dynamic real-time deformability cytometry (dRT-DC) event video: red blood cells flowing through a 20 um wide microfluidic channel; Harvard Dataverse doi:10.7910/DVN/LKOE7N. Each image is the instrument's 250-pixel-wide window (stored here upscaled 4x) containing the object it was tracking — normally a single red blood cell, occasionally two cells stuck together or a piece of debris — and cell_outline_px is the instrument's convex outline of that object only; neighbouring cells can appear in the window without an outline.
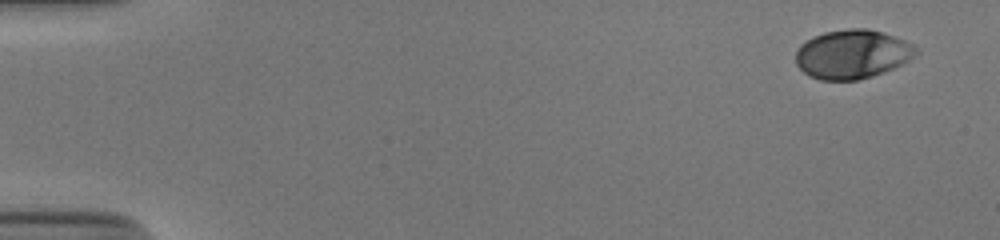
{"species": "human", "species_latin": "Homo sapiens", "temperature_condition": "cold", "stored_images_in_passage": 49, "camera_frame_rate_fps": 3000, "um_per_image_px": 0.085, "donor": {"sex": "male"}, "frame": {"image": 1, "passage_image": 1, "time_ms": 0.0, "image_size_px": [1000, 240], "cell_outline_px": [[920, 52], [908, 60], [884, 72], [872, 76], [856, 80], [820, 80], [808, 76], [796, 64], [796, 52], [800, 44], [812, 36], [824, 32], [848, 28], [868, 28], [884, 32], [904, 40], [920, 48]], "centroid_in_image_um": [72.44, 4.59], "position_along_channel_um": 12.6, "area_um2": 34.56}}
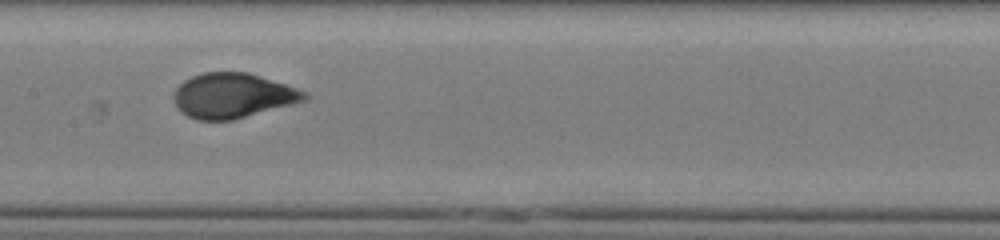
{"frame": {"image": 2, "passage_image": 26, "time_ms": 8.333, "image_size_px": [1000, 240], "cell_outline_px": [[308, 100], [232, 120], [196, 120], [188, 116], [176, 108], [172, 96], [176, 88], [184, 80], [192, 76], [204, 72], [248, 72], [308, 92]], "centroid_in_image_um": [19.77, 8.13], "position_along_channel_um": 187.6, "area_um2": 34.22}}
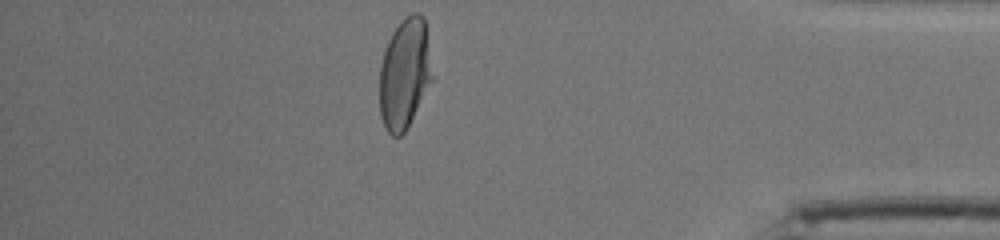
{"frame": {"image": 3, "passage_image": 45, "time_ms": 14.667, "image_size_px": [1000, 240], "cell_outline_px": [[432, 80], [404, 132], [400, 136], [392, 136], [384, 128], [380, 116], [380, 64], [388, 40], [392, 32], [404, 16], [412, 12], [420, 12], [424, 16], [432, 76]], "centroid_in_image_um": [34.37, 6.23], "position_along_channel_um": 400.8, "area_um2": 33.64}, "authors_computed_cell_mechanics": {"area_um2": 34.1598, "velocity_mm_per_s": 3.8639, "shape_relaxation_time_tau1_ms": 3.9652, "shape_relaxation_time_tau2_ms": null, "deformation_change_tau1": 0.1951, "deformation_change_tau2": null}}